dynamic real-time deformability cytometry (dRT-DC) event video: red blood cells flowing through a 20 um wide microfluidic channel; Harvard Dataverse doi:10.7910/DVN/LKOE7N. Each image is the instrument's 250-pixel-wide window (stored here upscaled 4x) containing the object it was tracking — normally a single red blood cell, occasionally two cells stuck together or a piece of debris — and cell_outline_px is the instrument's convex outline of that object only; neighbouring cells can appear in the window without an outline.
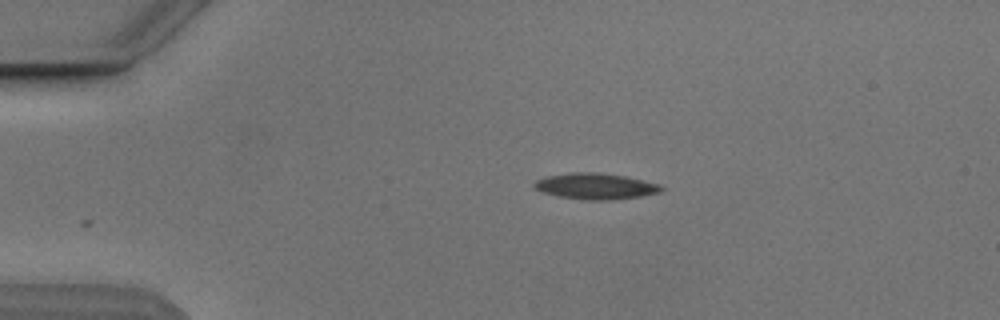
{"species": "Egyptian fruit bat (a non-hibernating species)", "species_latin": "Rousettus aegyptiacus", "temperature_condition": "cold", "stored_images_in_passage": 2, "camera_frame_rate_fps": 3000, "um_per_image_px": 0.085, "animal": {"sex": "male"}, "frame": {"image": 1, "passage_image": 2, "time_ms": 1.333, "image_size_px": [1000, 320], "cell_outline_px": [[664, 188], [660, 192], [640, 196], [608, 200], [584, 200], [556, 196], [544, 192], [536, 188], [532, 184], [536, 180], [544, 176], [572, 172], [596, 172], [624, 176], [660, 184]], "centroid_in_image_um": [50.59, 15.82], "position_along_channel_um": 34.4, "area_um2": 19.25}}